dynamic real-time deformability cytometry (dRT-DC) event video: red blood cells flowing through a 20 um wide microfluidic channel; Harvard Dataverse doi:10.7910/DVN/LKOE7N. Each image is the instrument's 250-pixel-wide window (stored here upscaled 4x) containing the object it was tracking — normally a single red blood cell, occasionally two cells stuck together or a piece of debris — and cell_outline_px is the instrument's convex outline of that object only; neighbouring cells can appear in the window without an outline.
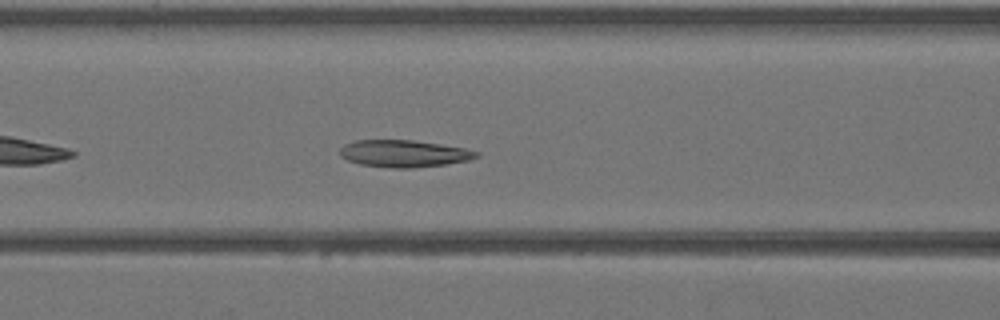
{"species": "Egyptian fruit bat (a non-hibernating species)", "species_latin": "Rousettus aegyptiacus", "temperature_condition": "warm", "stored_images_in_passage": 32, "camera_frame_rate_fps": 3000, "um_per_image_px": 0.085, "animal": {"sex": "female"}, "frame": {"image": 1, "passage_image": 7, "time_ms": 2.0, "image_size_px": [1000, 320], "cell_outline_px": [[480, 156], [468, 160], [444, 164], [412, 168], [392, 168], [360, 164], [348, 160], [340, 156], [340, 148], [344, 144], [356, 140], [412, 140], [440, 144], [464, 148], [480, 152]], "centroid_in_image_um": [34.32, 13.05], "position_along_channel_um": 132.3, "area_um2": 21.44}}
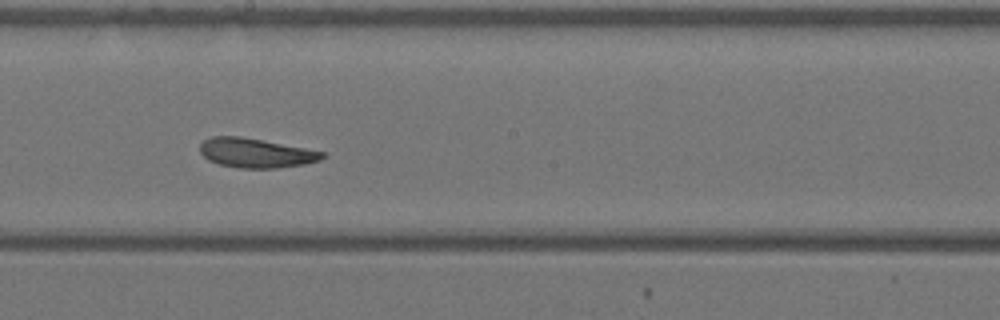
{"frame": {"image": 2, "passage_image": 13, "time_ms": 4.0, "image_size_px": [1000, 320], "cell_outline_px": [[324, 156], [320, 160], [304, 164], [276, 168], [240, 168], [220, 164], [208, 160], [200, 152], [200, 144], [204, 140], [212, 136], [240, 136], [304, 148], [324, 152]], "centroid_in_image_um": [21.71, 13.0], "position_along_channel_um": 226.5, "area_um2": 20.69}}
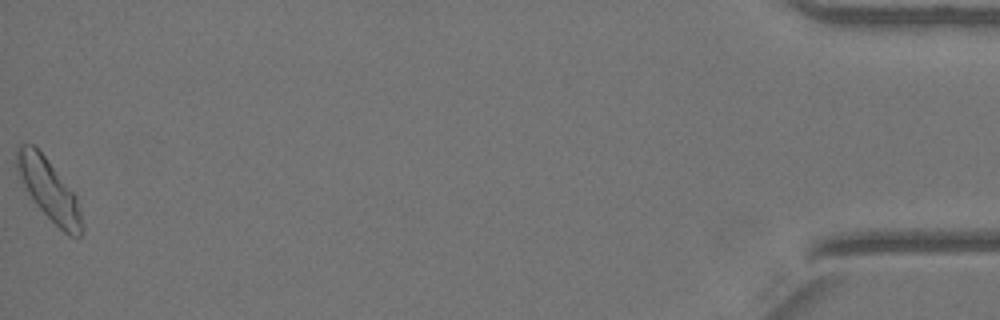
{"frame": {"image": 3, "passage_image": 32, "time_ms": 10.333, "image_size_px": [1000, 320], "cell_outline_px": [[84, 228], [80, 236], [68, 236], [36, 204], [28, 192], [16, 168], [16, 148], [20, 144], [32, 144], [44, 156], [76, 192], [80, 208]], "centroid_in_image_um": [4.21, 16.13], "position_along_channel_um": 431.0, "area_um2": 23.06}}